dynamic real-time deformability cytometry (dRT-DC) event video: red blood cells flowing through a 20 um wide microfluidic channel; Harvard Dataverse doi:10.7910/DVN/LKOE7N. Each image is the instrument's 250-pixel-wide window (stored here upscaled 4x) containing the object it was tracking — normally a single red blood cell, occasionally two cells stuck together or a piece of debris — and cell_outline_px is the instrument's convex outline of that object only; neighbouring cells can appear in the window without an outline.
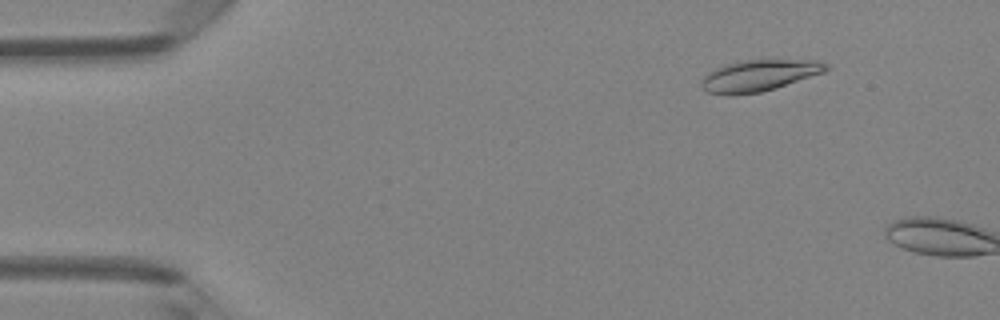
{"species": "Egyptian fruit bat (a non-hibernating species)", "species_latin": "Rousettus aegyptiacus", "temperature_condition": "room temperature", "stored_images_in_passage": 3, "camera_frame_rate_fps": 3000, "um_per_image_px": 0.085, "animal": {"sex": "female"}, "frame": {"image": 1, "passage_image": 2, "time_ms": 0.333, "image_size_px": [1000, 320], "cell_outline_px": [[828, 68], [824, 72], [776, 88], [760, 92], [732, 96], [728, 96], [708, 92], [700, 84], [700, 80], [708, 72], [724, 64], [740, 60], [820, 60], [828, 64]], "centroid_in_image_um": [64.49, 6.42], "position_along_channel_um": 20.5, "area_um2": 22.95}}